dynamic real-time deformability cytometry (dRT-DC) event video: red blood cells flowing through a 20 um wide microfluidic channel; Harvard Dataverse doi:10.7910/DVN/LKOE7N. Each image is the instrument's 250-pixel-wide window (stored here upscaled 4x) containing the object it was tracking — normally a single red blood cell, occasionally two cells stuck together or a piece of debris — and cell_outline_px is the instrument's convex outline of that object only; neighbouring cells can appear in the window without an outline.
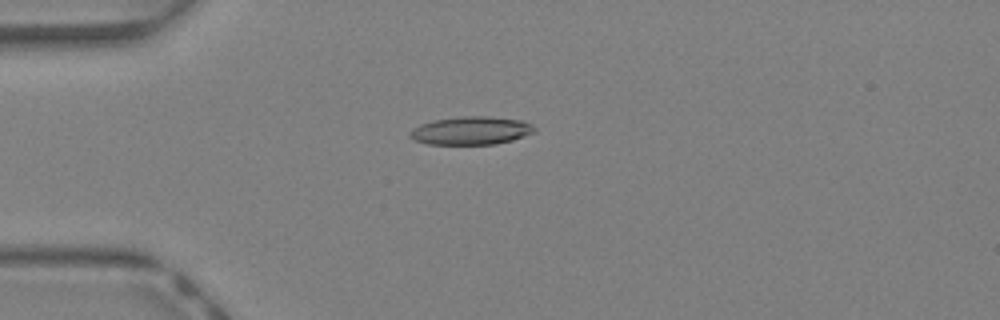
{"species": "Egyptian fruit bat (a non-hibernating species)", "species_latin": "Rousettus aegyptiacus", "temperature_condition": "warm", "stored_images_in_passage": 28, "camera_frame_rate_fps": 3000, "um_per_image_px": 0.085, "animal": {"sex": "female"}, "frame": {"image": 1, "passage_image": 2, "time_ms": 0.333, "image_size_px": [1000, 320], "cell_outline_px": [[536, 132], [512, 140], [496, 144], [428, 144], [412, 140], [408, 136], [408, 132], [412, 128], [420, 124], [432, 120], [464, 116], [488, 116], [524, 120], [532, 124], [536, 128]], "centroid_in_image_um": [40.03, 11.1], "position_along_channel_um": 45.0, "area_um2": 20.75}}
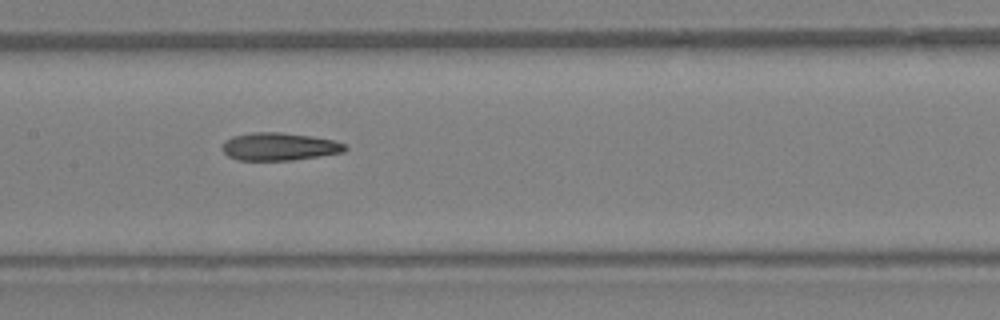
{"frame": {"image": 2, "passage_image": 12, "time_ms": 3.667, "image_size_px": [1000, 320], "cell_outline_px": [[348, 148], [344, 152], [320, 156], [292, 160], [236, 160], [228, 156], [220, 148], [224, 140], [232, 136], [252, 132], [280, 132], [312, 136], [332, 140], [344, 144]], "centroid_in_image_um": [23.69, 12.46], "position_along_channel_um": 183.7, "area_um2": 20.0}}
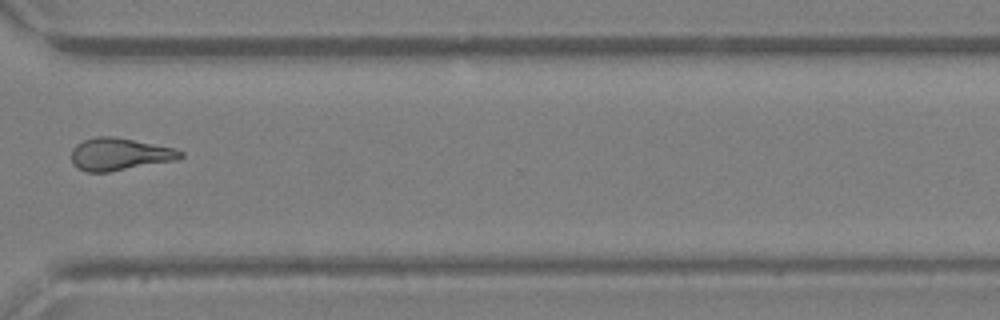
{"frame": {"image": 3, "passage_image": 23, "time_ms": 7.333, "image_size_px": [1000, 320], "cell_outline_px": [[184, 156], [180, 160], [108, 172], [84, 172], [76, 168], [72, 164], [72, 148], [76, 144], [84, 140], [96, 136], [112, 136], [176, 148], [184, 152]], "centroid_in_image_um": [10.19, 13.12], "position_along_channel_um": 360.4, "area_um2": 20.92}, "authors_computed_cell_mechanics": {"area_um2": 19.9988, "velocity_mm_per_s": 4.8327, "shape_relaxation_time_tau1_ms": null, "shape_relaxation_time_tau2_ms": 2.7956, "deformation_change_tau1": null, "deformation_change_tau2": 0.1407}}